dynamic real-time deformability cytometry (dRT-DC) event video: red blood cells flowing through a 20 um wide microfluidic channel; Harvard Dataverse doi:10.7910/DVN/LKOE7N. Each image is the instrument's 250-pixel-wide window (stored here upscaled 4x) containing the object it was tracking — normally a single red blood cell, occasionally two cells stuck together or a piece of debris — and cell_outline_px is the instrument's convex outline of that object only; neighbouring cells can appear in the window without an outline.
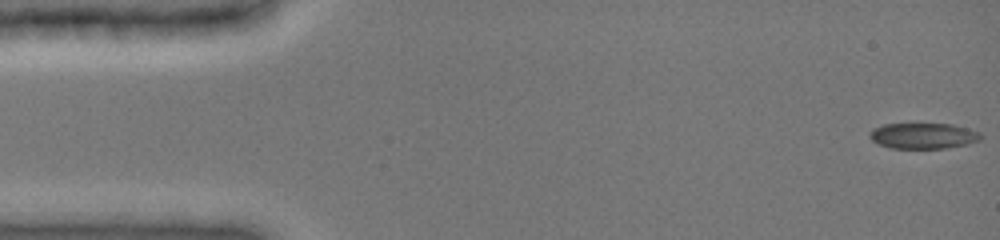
{"species": "common noctule bat (a hibernating species)", "species_latin": "Nyctalus noctula", "temperature_condition": "cold", "stored_images_in_passage": 56, "camera_frame_rate_fps": 3000, "um_per_image_px": 0.085, "animal": {"sex": "female", "body_mass_g": 19.0, "forearm_length_mm": 51.5}, "frame": {"image": 1, "passage_image": 1, "time_ms": 0.0, "image_size_px": [1000, 240], "cell_outline_px": [[980, 140], [968, 144], [948, 148], [892, 148], [876, 144], [868, 136], [868, 132], [884, 124], [952, 124], [968, 128], [980, 132]], "centroid_in_image_um": [78.46, 11.55], "position_along_channel_um": 6.5, "area_um2": 16.7}}
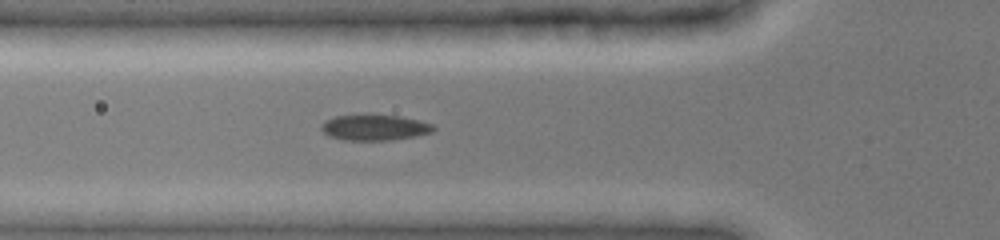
{"frame": {"image": 2, "passage_image": 35, "time_ms": 5.333, "image_size_px": [1000, 240], "cell_outline_px": [[436, 128], [432, 132], [392, 140], [344, 140], [328, 136], [320, 128], [320, 124], [324, 120], [332, 116], [364, 112], [400, 116], [432, 124]], "centroid_in_image_um": [31.74, 10.79], "position_along_channel_um": 94.1, "area_um2": 17.46}}
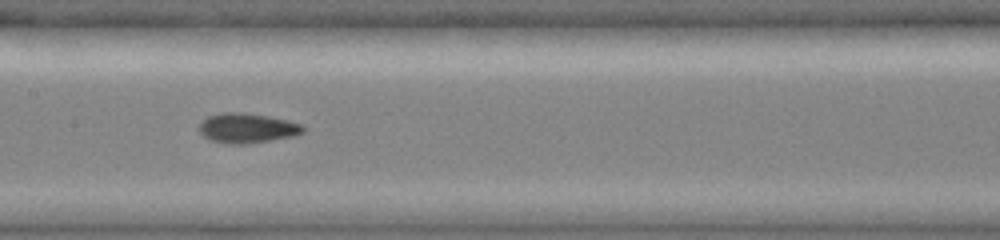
{"frame": {"image": 3, "passage_image": 55, "time_ms": 7.667, "image_size_px": [1000, 240], "cell_outline_px": [[304, 132], [296, 136], [244, 144], [232, 144], [208, 140], [196, 128], [208, 116], [220, 112], [244, 112], [268, 116], [288, 120], [304, 124]], "centroid_in_image_um": [21.01, 10.88], "position_along_channel_um": 186.4, "area_um2": 18.26}}